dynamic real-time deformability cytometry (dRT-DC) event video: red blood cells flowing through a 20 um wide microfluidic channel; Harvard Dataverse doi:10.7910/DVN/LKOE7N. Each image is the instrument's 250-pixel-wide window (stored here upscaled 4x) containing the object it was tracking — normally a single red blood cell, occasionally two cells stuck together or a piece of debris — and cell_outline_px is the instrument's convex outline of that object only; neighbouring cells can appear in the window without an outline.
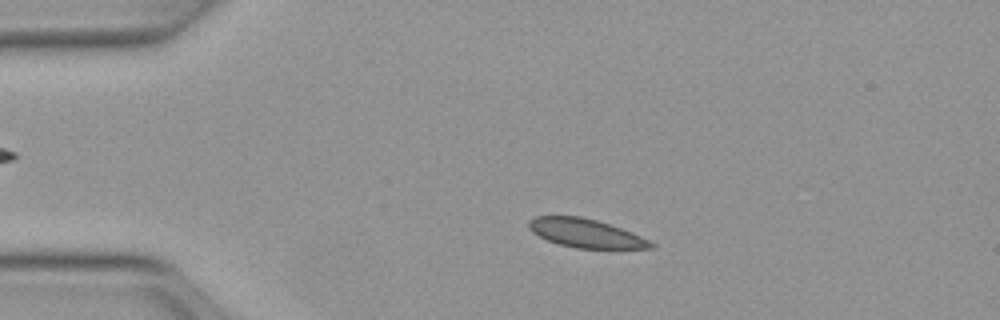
{"species": "Egyptian fruit bat (a non-hibernating species)", "species_latin": "Rousettus aegyptiacus", "temperature_condition": "warm", "stored_images_in_passage": 41, "camera_frame_rate_fps": 3000, "um_per_image_px": 0.085, "animal": {"sex": "female"}, "frame": {"image": 1, "passage_image": 6, "time_ms": 1.667, "image_size_px": [1000, 320], "cell_outline_px": [[656, 248], [576, 248], [560, 244], [548, 240], [532, 232], [528, 224], [528, 220], [536, 216], [580, 216], [596, 220], [632, 232], [656, 244]], "centroid_in_image_um": [49.79, 19.82], "position_along_channel_um": 35.2, "area_um2": 20.11}}
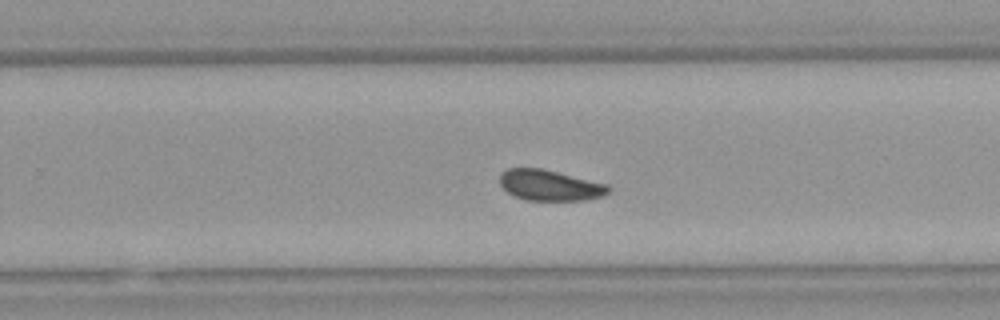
{"frame": {"image": 2, "passage_image": 28, "time_ms": 9.0, "image_size_px": [1000, 320], "cell_outline_px": [[612, 188], [604, 196], [588, 200], [524, 200], [508, 192], [500, 184], [500, 172], [508, 168], [540, 168], [608, 184]], "centroid_in_image_um": [46.76, 15.75], "position_along_channel_um": 283.0, "area_um2": 19.48}}
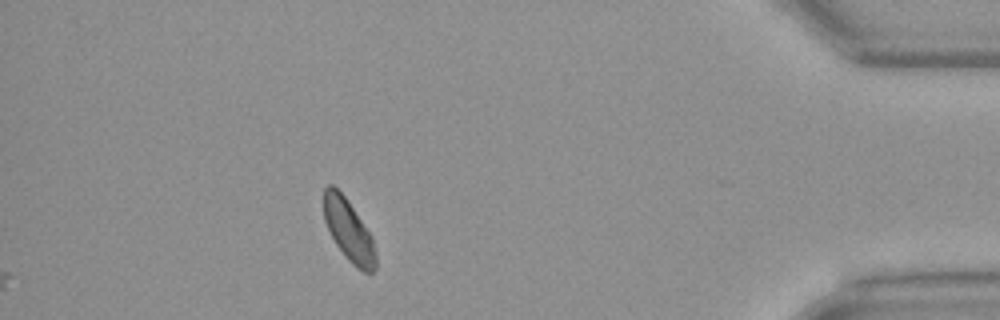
{"frame": {"image": 3, "passage_image": 41, "time_ms": 13.333, "image_size_px": [1000, 320], "cell_outline_px": [[376, 268], [372, 272], [364, 272], [356, 268], [348, 260], [336, 244], [324, 220], [324, 188], [328, 184], [332, 184], [344, 196], [372, 236], [376, 256]], "centroid_in_image_um": [29.64, 19.61], "position_along_channel_um": 405.6, "area_um2": 18.38}, "authors_computed_cell_mechanics": {"area_um2": 20.2878, "velocity_mm_per_s": 3.962, "shape_relaxation_time_tau1_ms": 2.8726, "shape_relaxation_time_tau2_ms": null, "deformation_change_tau1": 0.0729, "deformation_change_tau2": null}}